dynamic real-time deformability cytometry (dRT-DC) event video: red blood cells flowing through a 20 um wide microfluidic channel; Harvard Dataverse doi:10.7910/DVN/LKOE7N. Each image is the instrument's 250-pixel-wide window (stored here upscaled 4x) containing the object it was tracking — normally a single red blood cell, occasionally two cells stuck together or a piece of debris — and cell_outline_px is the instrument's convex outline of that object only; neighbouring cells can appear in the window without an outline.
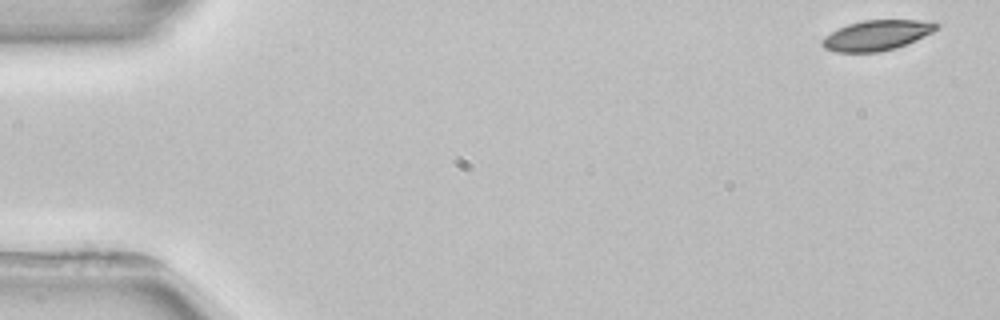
{"species": "common noctule bat (a hibernating species)", "species_latin": "Nyctalus noctula", "temperature_condition": "room temperature", "stored_images_in_passage": 4, "camera_frame_rate_fps": 3000, "um_per_image_px": 0.085, "animal": {"sex": "female", "body_mass_g": 22.7, "forearm_length_mm": 54.2}, "frame": {"image": 1, "passage_image": 1, "time_ms": 0.0, "image_size_px": [1000, 320], "cell_outline_px": [[940, 24], [932, 32], [908, 44], [896, 48], [880, 52], [836, 52], [824, 48], [820, 44], [820, 40], [824, 36], [848, 24], [864, 20], [920, 20]], "centroid_in_image_um": [74.49, 3.01], "position_along_channel_um": 10.5, "area_um2": 20.06}}